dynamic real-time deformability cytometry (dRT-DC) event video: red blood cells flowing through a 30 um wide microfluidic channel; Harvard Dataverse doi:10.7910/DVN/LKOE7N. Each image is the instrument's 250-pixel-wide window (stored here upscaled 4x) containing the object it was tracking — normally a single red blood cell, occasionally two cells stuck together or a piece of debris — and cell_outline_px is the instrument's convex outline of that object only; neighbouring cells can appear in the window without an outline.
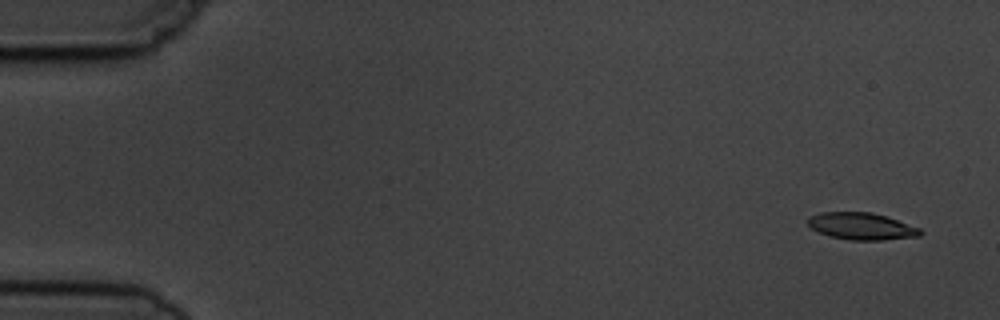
{"species": "common noctule bat (a hibernating species)", "species_latin": "Nyctalus noctula", "temperature_condition": "cold", "stored_images_in_passage": 6, "camera_frame_rate_fps": 3000, "um_per_image_px": 0.085, "animal": {"sex": "male", "body_mass_g": 19.5, "forearm_length_mm": 54.6}, "frame": {"image": 1, "passage_image": 1, "time_ms": 0.0, "image_size_px": [1000, 320], "cell_outline_px": [[924, 232], [920, 236], [884, 240], [852, 240], [832, 236], [820, 232], [812, 228], [808, 224], [808, 216], [820, 212], [872, 212], [888, 216], [920, 228]], "centroid_in_image_um": [73.28, 19.22], "position_along_channel_um": 11.7, "area_um2": 17.74}}
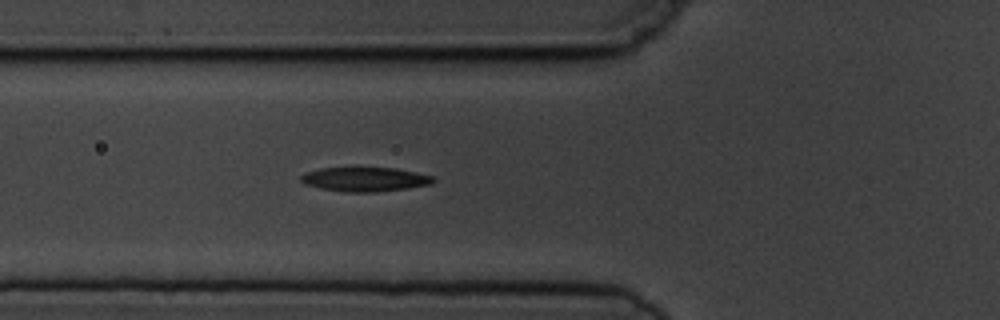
{"frame": {"image": 2, "passage_image": 6, "time_ms": 5.667, "image_size_px": [1000, 320], "cell_outline_px": [[436, 180], [432, 184], [408, 188], [376, 192], [348, 192], [324, 188], [304, 184], [300, 180], [300, 176], [304, 172], [320, 168], [396, 168], [436, 176]], "centroid_in_image_um": [31.07, 15.23], "position_along_channel_um": 94.7, "area_um2": 18.73}}